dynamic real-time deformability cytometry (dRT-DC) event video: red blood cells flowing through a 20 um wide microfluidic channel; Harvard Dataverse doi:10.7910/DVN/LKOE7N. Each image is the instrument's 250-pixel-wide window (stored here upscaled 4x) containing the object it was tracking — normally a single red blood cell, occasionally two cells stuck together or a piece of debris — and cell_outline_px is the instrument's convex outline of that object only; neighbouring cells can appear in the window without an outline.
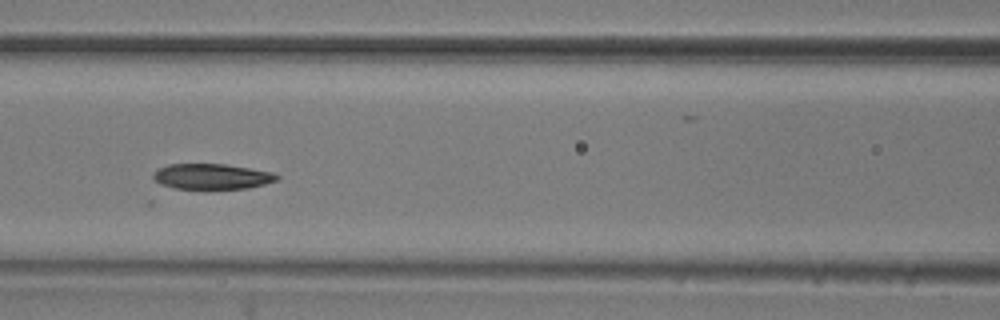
{"species": "common noctule bat (a hibernating species)", "species_latin": "Nyctalus noctula", "temperature_condition": "room temperature", "stored_images_in_passage": 10, "camera_frame_rate_fps": 3000, "um_per_image_px": 0.085, "animal": {"sex": "male", "body_mass_g": 20.5, "forearm_length_mm": 52.5}, "frame": {"image": 1, "passage_image": 7, "time_ms": 2.0, "image_size_px": [1000, 320], "cell_outline_px": [[280, 176], [276, 180], [264, 184], [248, 188], [172, 188], [160, 184], [152, 176], [152, 172], [156, 168], [168, 164], [224, 164], [272, 172]], "centroid_in_image_um": [17.94, 14.99], "position_along_channel_um": 148.7, "area_um2": 18.21}}
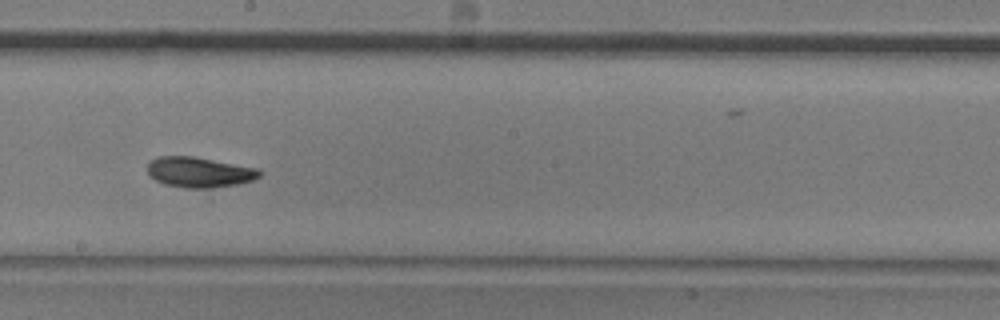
{"frame": {"image": 2, "passage_image": 9, "time_ms": 2.667, "image_size_px": [1000, 320], "cell_outline_px": [[264, 172], [260, 176], [252, 180], [240, 184], [212, 188], [184, 188], [164, 184], [156, 180], [148, 172], [148, 164], [156, 156], [192, 156], [260, 168]], "centroid_in_image_um": [17.0, 14.64], "position_along_channel_um": 231.2, "area_um2": 20.0}}
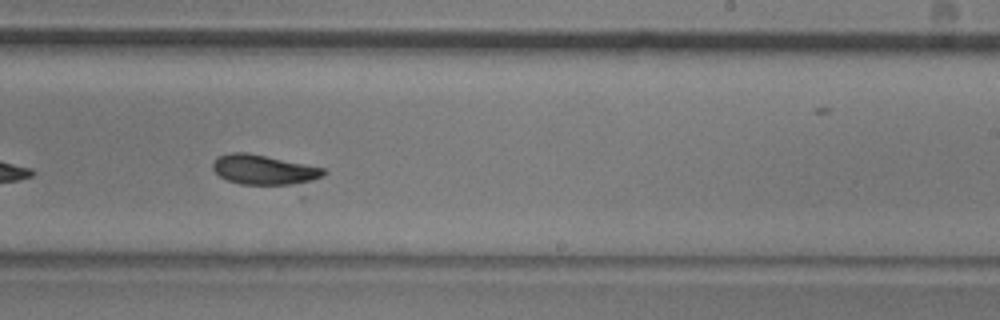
{"frame": {"image": 3, "passage_image": 10, "time_ms": 3.0, "image_size_px": [1000, 320], "cell_outline_px": [[328, 172], [304, 200], [240, 184], [228, 180], [220, 176], [212, 168], [212, 164], [216, 156], [232, 152], [244, 152], [324, 168]], "centroid_in_image_um": [22.89, 14.76], "position_along_channel_um": 266.1, "area_um2": 24.04}}